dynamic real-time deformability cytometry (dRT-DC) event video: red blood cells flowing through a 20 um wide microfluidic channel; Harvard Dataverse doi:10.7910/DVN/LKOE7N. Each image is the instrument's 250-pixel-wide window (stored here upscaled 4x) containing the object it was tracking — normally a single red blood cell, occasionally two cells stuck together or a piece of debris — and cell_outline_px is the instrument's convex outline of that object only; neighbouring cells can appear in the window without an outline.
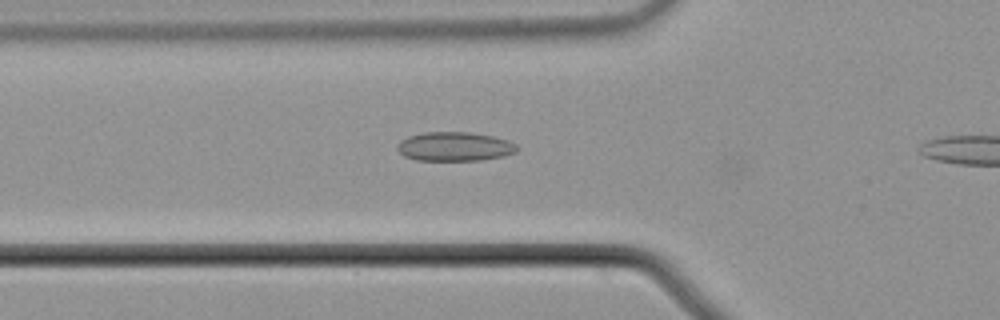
{"species": "common noctule bat (a hibernating species)", "species_latin": "Nyctalus noctula", "temperature_condition": "cold", "stored_images_in_passage": 4, "camera_frame_rate_fps": 3000, "um_per_image_px": 0.085, "animal": {"sex": "male", "body_mass_g": 21.5, "forearm_length_mm": 52.0}, "frame": {"image": 1, "passage_image": 3, "time_ms": 0.667, "image_size_px": [1000, 320], "cell_outline_px": [[520, 148], [516, 152], [504, 156], [480, 160], [416, 160], [404, 156], [396, 148], [400, 140], [408, 136], [424, 132], [468, 132], [492, 136], [508, 140], [516, 144]], "centroid_in_image_um": [38.65, 12.45], "position_along_channel_um": 87.1, "area_um2": 20.35}}